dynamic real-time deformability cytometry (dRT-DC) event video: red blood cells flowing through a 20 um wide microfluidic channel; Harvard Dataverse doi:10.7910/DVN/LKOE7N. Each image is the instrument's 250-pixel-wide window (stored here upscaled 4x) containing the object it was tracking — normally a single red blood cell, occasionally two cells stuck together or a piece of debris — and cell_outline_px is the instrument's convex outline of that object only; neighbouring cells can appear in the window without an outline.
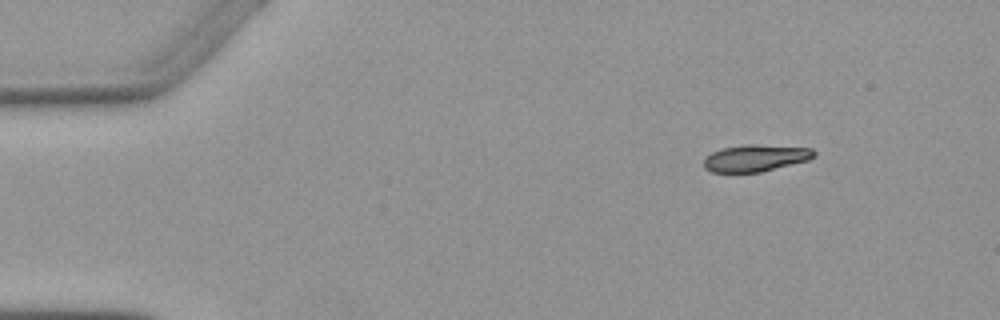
{"species": "Egyptian fruit bat (a non-hibernating species)", "species_latin": "Rousettus aegyptiacus", "temperature_condition": "warm", "stored_images_in_passage": 5, "camera_frame_rate_fps": 3000, "um_per_image_px": 0.085, "animal": {"sex": "female"}, "frame": {"image": 1, "passage_image": 1, "time_ms": 0.0, "image_size_px": [1000, 320], "cell_outline_px": [[816, 156], [808, 160], [760, 172], [712, 172], [704, 168], [704, 160], [712, 152], [724, 148], [744, 144], [756, 144], [812, 148], [816, 152]], "centroid_in_image_um": [64.24, 13.42], "position_along_channel_um": 20.8, "area_um2": 17.17}}
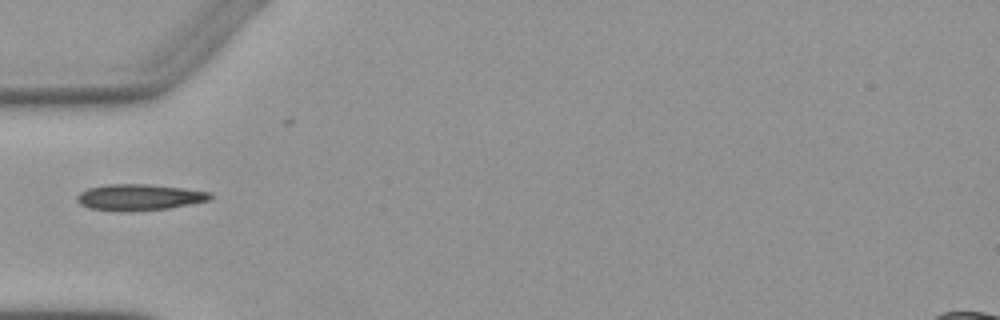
{"frame": {"image": 2, "passage_image": 4, "time_ms": 3.667, "image_size_px": [1000, 320], "cell_outline_px": [[212, 200], [168, 208], [128, 212], [112, 212], [88, 208], [80, 204], [76, 200], [76, 196], [80, 192], [88, 188], [108, 184], [148, 184], [184, 188], [212, 192]], "centroid_in_image_um": [11.82, 16.78], "position_along_channel_um": 73.2, "area_um2": 20.75}}